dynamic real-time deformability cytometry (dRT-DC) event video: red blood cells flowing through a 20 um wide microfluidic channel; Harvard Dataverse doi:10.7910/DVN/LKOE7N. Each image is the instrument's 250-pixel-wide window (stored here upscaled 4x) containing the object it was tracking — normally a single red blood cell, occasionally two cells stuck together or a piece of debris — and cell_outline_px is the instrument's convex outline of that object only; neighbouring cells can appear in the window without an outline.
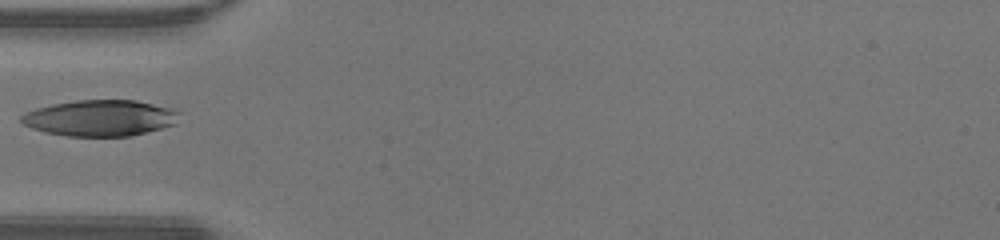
{"species": "human", "species_latin": "Homo sapiens", "temperature_condition": "warm", "stored_images_in_passage": 32, "camera_frame_rate_fps": 3000, "um_per_image_px": 0.085, "donor": {"sex": "male"}, "frame": {"image": 1, "passage_image": 1, "time_ms": 0.0, "image_size_px": [1000, 240], "cell_outline_px": [[180, 112], [176, 124], [132, 136], [68, 136], [44, 132], [32, 128], [24, 124], [20, 120], [20, 116], [24, 112], [36, 108], [52, 104], [76, 100], [136, 100], [176, 108]], "centroid_in_image_um": [8.54, 10.02], "position_along_channel_um": 76.5, "area_um2": 33.58}}